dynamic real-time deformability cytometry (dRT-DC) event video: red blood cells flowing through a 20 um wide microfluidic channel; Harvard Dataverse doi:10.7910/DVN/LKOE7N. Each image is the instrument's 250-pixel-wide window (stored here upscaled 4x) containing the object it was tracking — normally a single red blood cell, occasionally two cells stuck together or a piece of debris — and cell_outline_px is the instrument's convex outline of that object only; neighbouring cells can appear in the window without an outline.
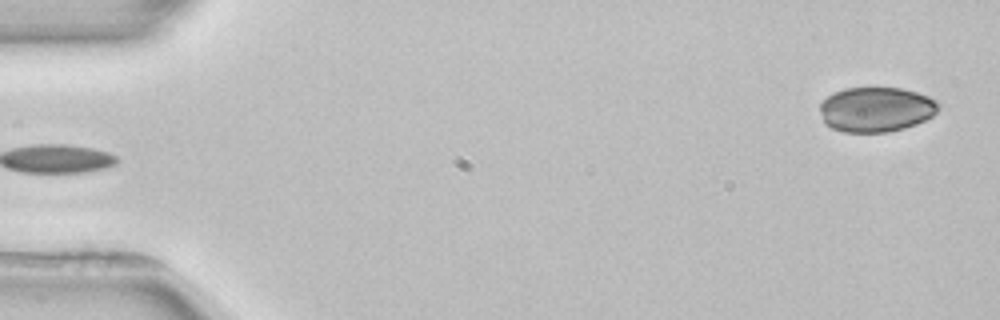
{"species": "common noctule bat (a hibernating species)", "species_latin": "Nyctalus noctula", "temperature_condition": "room temperature", "stored_images_in_passage": 3, "segment_of_instrument_passage": [2, 2], "camera_frame_rate_fps": 3000, "um_per_image_px": 0.085, "animal": {"sex": "female", "body_mass_g": 22.7, "forearm_length_mm": 54.2}, "frame": {"image": 1, "passage_image": 3, "time_ms": 4.0, "image_size_px": [1000, 320], "cell_outline_px": [[940, 108], [932, 116], [916, 124], [904, 128], [888, 132], [844, 132], [832, 128], [824, 124], [820, 112], [820, 104], [828, 96], [844, 88], [900, 88], [916, 92], [928, 96], [936, 100], [940, 104]], "centroid_in_image_um": [74.47, 9.31], "position_along_channel_um": 10.5, "area_um2": 31.04}}